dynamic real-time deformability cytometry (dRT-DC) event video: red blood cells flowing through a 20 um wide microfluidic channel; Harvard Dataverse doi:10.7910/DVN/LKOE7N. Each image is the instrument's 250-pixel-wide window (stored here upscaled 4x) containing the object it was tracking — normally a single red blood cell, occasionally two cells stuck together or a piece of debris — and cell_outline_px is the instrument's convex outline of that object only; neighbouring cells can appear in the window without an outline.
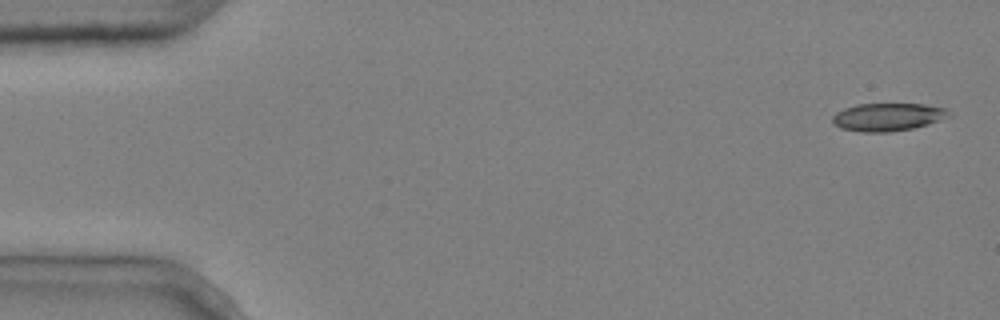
{"species": "common noctule bat (a hibernating species)", "species_latin": "Nyctalus noctula", "temperature_condition": "cold", "stored_images_in_passage": 5, "segment_of_instrument_passage": [1, 2], "camera_frame_rate_fps": 3000, "um_per_image_px": 0.085, "animal": {"sex": "male", "body_mass_g": 20.4}, "frame": {"image": 1, "passage_image": 1, "time_ms": 0.0, "image_size_px": [1000, 320], "cell_outline_px": [[948, 116], [928, 124], [912, 128], [888, 132], [860, 132], [840, 128], [832, 120], [832, 116], [836, 112], [844, 108], [856, 104], [924, 104], [948, 108]], "centroid_in_image_um": [75.42, 9.94], "position_along_channel_um": 9.6, "area_um2": 18.79}}